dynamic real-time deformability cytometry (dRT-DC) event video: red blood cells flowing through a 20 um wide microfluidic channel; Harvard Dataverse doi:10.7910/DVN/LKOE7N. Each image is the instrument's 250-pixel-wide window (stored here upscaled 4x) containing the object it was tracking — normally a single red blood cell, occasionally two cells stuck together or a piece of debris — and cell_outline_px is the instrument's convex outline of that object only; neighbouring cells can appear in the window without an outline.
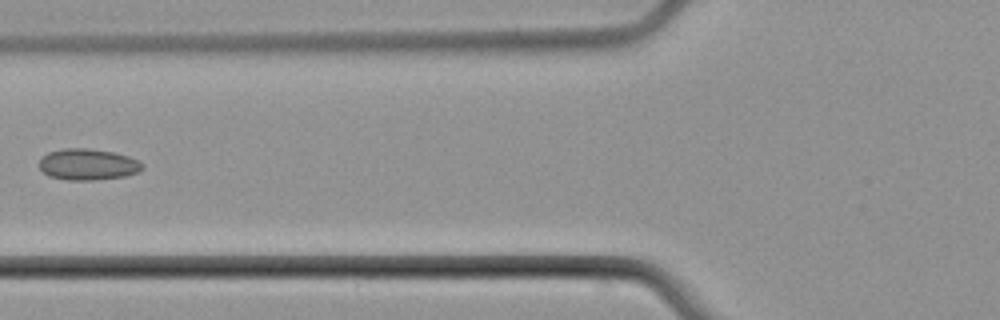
{"species": "common noctule bat (a hibernating species)", "species_latin": "Nyctalus noctula", "temperature_condition": "cold", "stored_images_in_passage": 6, "camera_frame_rate_fps": 3000, "um_per_image_px": 0.085, "animal": {"sex": "male", "body_mass_g": 21.5, "forearm_length_mm": 52.0}, "frame": {"image": 1, "passage_image": 6, "time_ms": 6.333, "image_size_px": [1000, 320], "cell_outline_px": [[144, 168], [140, 172], [124, 176], [96, 180], [68, 180], [48, 176], [40, 168], [40, 160], [48, 152], [64, 148], [88, 148], [112, 152], [128, 156], [144, 164]], "centroid_in_image_um": [7.49, 13.98], "position_along_channel_um": 118.3, "area_um2": 18.79}}